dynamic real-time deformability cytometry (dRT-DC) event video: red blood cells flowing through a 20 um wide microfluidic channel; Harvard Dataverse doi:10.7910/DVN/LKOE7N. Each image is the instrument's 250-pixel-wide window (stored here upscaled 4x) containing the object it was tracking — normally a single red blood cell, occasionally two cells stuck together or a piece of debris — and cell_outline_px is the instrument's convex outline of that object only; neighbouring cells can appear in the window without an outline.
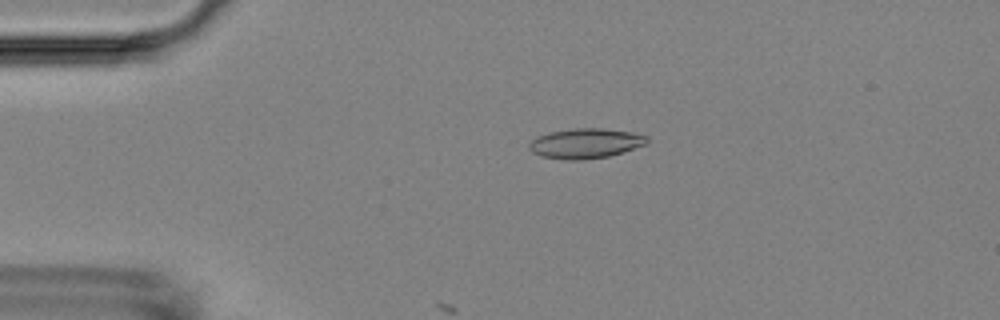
{"species": "Egyptian fruit bat (a non-hibernating species)", "species_latin": "Rousettus aegyptiacus", "temperature_condition": "room temperature", "stored_images_in_passage": 44, "camera_frame_rate_fps": 3000, "um_per_image_px": 0.085, "animal": {"sex": "female"}, "frame": {"image": 1, "passage_image": 1, "time_ms": 0.0, "image_size_px": [1000, 320], "cell_outline_px": [[648, 140], [644, 144], [624, 152], [608, 156], [584, 160], [564, 160], [540, 156], [532, 152], [528, 148], [528, 144], [536, 136], [548, 132], [572, 128], [604, 128], [632, 132], [648, 136]], "centroid_in_image_um": [49.72, 12.18], "position_along_channel_um": 35.3, "area_um2": 20.81}}
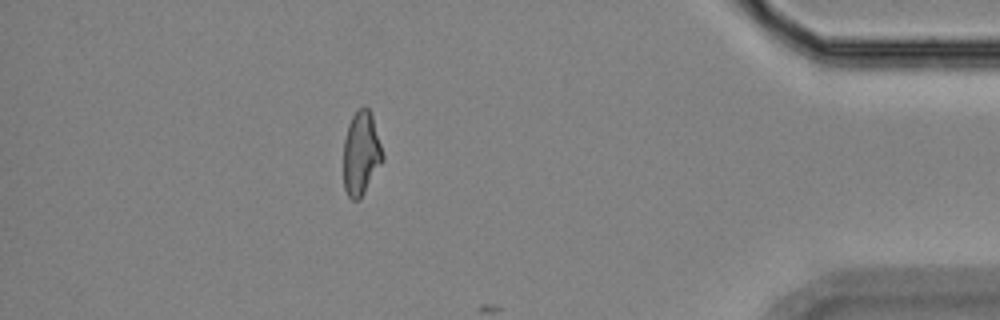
{"frame": {"image": 2, "passage_image": 38, "time_ms": 12.333, "image_size_px": [1000, 320], "cell_outline_px": [[384, 160], [360, 200], [352, 200], [348, 196], [344, 188], [344, 140], [348, 124], [352, 116], [364, 104], [368, 108], [372, 116], [384, 156]], "centroid_in_image_um": [30.7, 13.06], "position_along_channel_um": 404.5, "area_um2": 19.13}}